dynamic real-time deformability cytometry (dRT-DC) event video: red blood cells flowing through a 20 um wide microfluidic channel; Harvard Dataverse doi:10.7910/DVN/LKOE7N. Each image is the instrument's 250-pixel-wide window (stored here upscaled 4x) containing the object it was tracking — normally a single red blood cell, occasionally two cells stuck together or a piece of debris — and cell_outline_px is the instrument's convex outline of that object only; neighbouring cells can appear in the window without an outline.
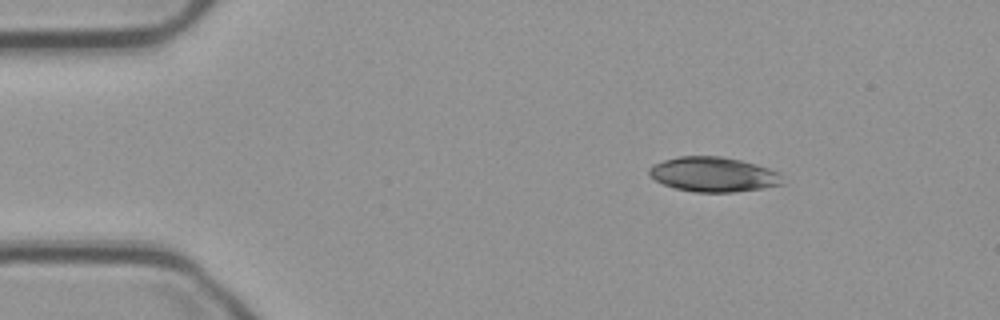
{"species": "common noctule bat (a hibernating species)", "species_latin": "Nyctalus noctula", "temperature_condition": "cold", "stored_images_in_passage": 47, "camera_frame_rate_fps": 3000, "um_per_image_px": 0.085, "animal": {"sex": "male", "body_mass_g": 23.1, "forearm_length_mm": 52.7}, "frame": {"image": 1, "passage_image": 1, "time_ms": 0.0, "image_size_px": [1000, 320], "cell_outline_px": [[784, 184], [764, 188], [732, 192], [692, 192], [676, 188], [664, 184], [656, 180], [648, 172], [648, 168], [652, 164], [664, 160], [680, 156], [720, 156], [740, 160], [756, 164], [780, 172]], "centroid_in_image_um": [60.66, 14.82], "position_along_channel_um": 24.3, "area_um2": 27.05}}
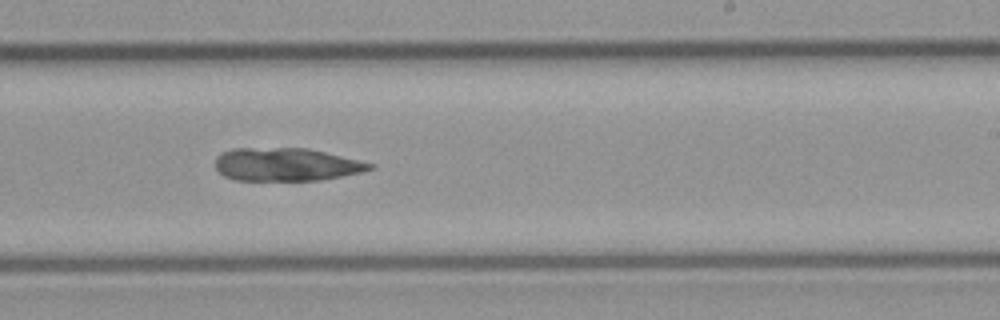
{"frame": {"image": 2, "passage_image": 26, "time_ms": 8.333, "image_size_px": [1000, 320], "cell_outline_px": [[376, 168], [360, 172], [320, 180], [236, 180], [224, 176], [216, 168], [216, 156], [220, 152], [232, 148], [308, 148], [372, 164]], "centroid_in_image_um": [24.26, 13.97], "position_along_channel_um": 264.7, "area_um2": 29.48}}
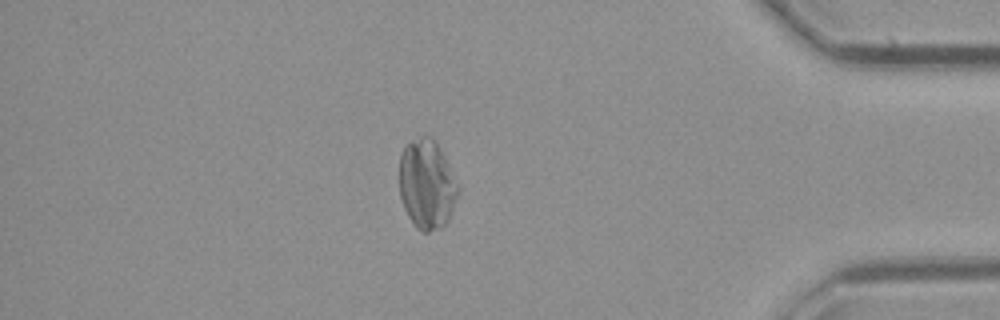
{"frame": {"image": 3, "passage_image": 40, "time_ms": 13.0, "image_size_px": [1000, 320], "cell_outline_px": [[460, 188], [448, 220], [440, 228], [428, 232], [424, 232], [416, 228], [408, 216], [404, 208], [400, 196], [400, 156], [404, 144], [424, 136], [432, 136], [440, 148], [460, 184]], "centroid_in_image_um": [36.29, 15.66], "position_along_channel_um": 398.9, "area_um2": 30.75}}